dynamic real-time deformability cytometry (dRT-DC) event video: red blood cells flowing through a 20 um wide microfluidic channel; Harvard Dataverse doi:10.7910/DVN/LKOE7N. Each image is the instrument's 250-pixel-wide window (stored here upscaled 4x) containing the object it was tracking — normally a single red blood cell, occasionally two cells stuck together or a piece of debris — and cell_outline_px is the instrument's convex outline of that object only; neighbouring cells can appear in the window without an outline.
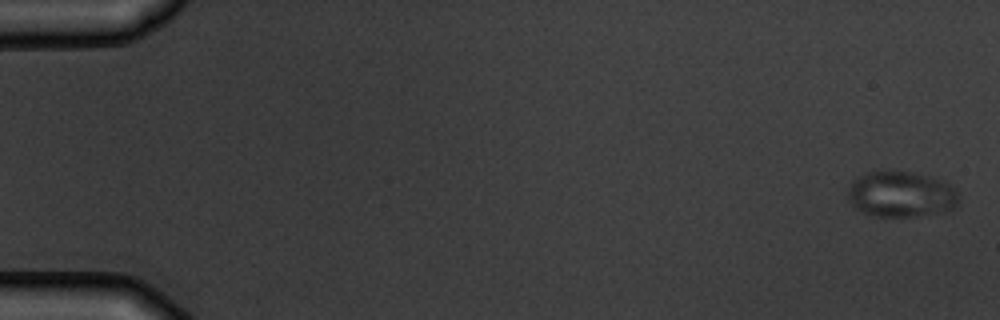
{"species": "common noctule bat (a hibernating species)", "species_latin": "Nyctalus noctula", "temperature_condition": "warm", "stored_images_in_passage": 8, "camera_frame_rate_fps": 3000, "um_per_image_px": 0.085, "animal": {"sex": "male", "body_mass_g": 19.5, "forearm_length_mm": 54.6}, "frame": {"image": 1, "passage_image": 1, "time_ms": 0.0, "image_size_px": [1000, 320], "cell_outline_px": [[960, 204], [952, 208], [912, 216], [876, 216], [864, 212], [856, 208], [848, 200], [848, 184], [856, 176], [868, 172], [912, 172], [944, 180], [956, 188], [960, 200]], "centroid_in_image_um": [76.58, 16.49], "position_along_channel_um": 8.4, "area_um2": 29.42}}